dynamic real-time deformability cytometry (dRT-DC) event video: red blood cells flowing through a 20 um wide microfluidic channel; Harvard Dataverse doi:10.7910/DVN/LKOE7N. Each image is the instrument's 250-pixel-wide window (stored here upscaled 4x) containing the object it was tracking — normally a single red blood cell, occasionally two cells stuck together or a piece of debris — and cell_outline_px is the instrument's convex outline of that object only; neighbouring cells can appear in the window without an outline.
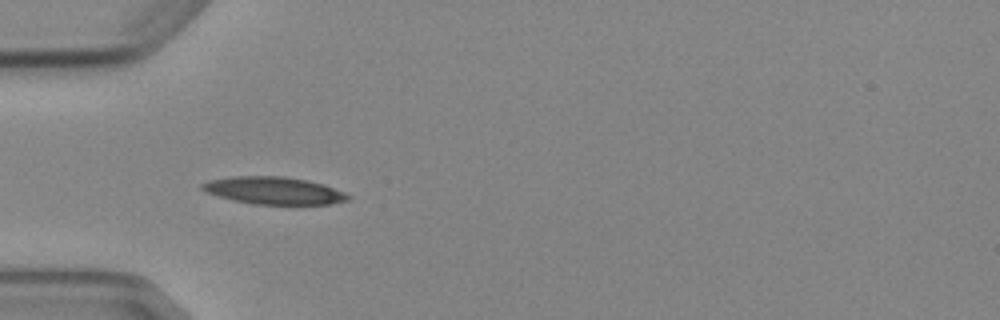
{"species": "Egyptian fruit bat (a non-hibernating species)", "species_latin": "Rousettus aegyptiacus", "temperature_condition": "cold", "stored_images_in_passage": 3, "camera_frame_rate_fps": 3000, "um_per_image_px": 0.085, "animal": {"sex": "female"}, "frame": {"image": 1, "passage_image": 3, "time_ms": 2.333, "image_size_px": [1000, 320], "cell_outline_px": [[352, 196], [348, 200], [332, 204], [252, 204], [232, 200], [204, 192], [200, 188], [200, 184], [212, 180], [232, 176], [284, 176], [308, 180], [324, 184], [344, 192]], "centroid_in_image_um": [23.28, 16.2], "position_along_channel_um": 61.7, "area_um2": 23.41}}